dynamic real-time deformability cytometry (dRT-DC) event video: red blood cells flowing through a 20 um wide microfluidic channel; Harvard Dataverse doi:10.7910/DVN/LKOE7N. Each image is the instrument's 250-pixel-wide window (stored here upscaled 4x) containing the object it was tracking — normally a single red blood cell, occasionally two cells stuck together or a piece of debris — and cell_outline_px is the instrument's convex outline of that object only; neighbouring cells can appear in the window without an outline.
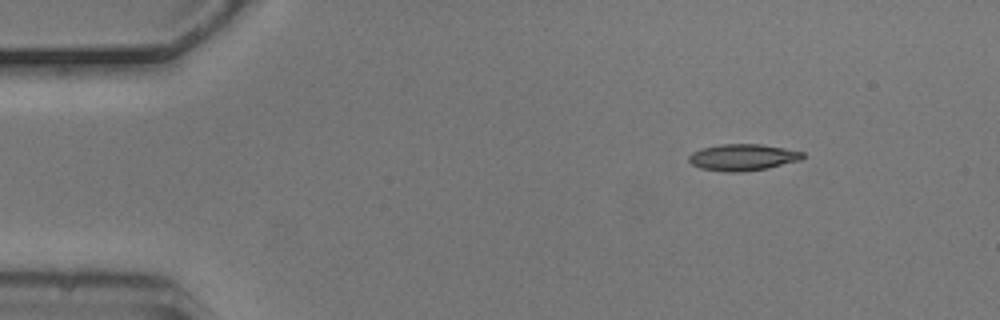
{"species": "common noctule bat (a hibernating species)", "species_latin": "Nyctalus noctula", "temperature_condition": "cold", "stored_images_in_passage": 3, "camera_frame_rate_fps": 3000, "um_per_image_px": 0.085, "animal": {"sex": "male", "body_mass_g": 20.5, "forearm_length_mm": 52.5}, "frame": {"image": 1, "passage_image": 1, "time_ms": 0.0, "image_size_px": [1000, 320], "cell_outline_px": [[804, 156], [800, 160], [768, 168], [744, 172], [724, 172], [700, 168], [692, 164], [688, 160], [688, 156], [692, 152], [704, 148], [720, 144], [760, 144], [784, 148], [804, 152]], "centroid_in_image_um": [63.13, 13.38], "position_along_channel_um": 21.9, "area_um2": 17.63}}
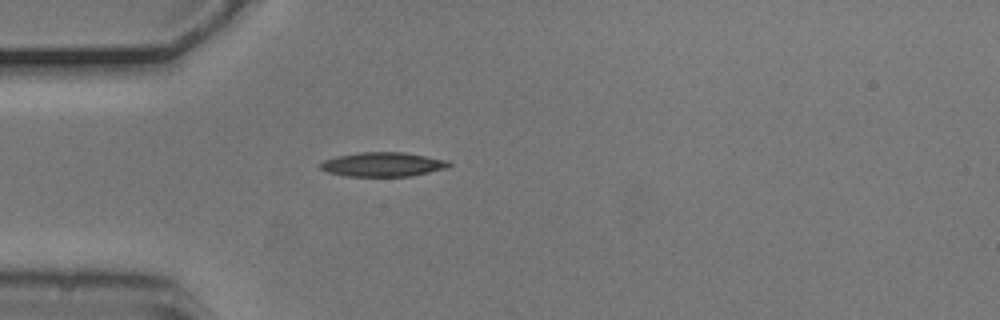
{"frame": {"image": 2, "passage_image": 3, "time_ms": 0.667, "image_size_px": [1000, 320], "cell_outline_px": [[452, 164], [448, 168], [412, 176], [344, 176], [328, 172], [320, 168], [320, 164], [324, 160], [336, 156], [360, 152], [404, 152], [448, 160]], "centroid_in_image_um": [32.56, 13.97], "position_along_channel_um": 52.4, "area_um2": 18.26}}